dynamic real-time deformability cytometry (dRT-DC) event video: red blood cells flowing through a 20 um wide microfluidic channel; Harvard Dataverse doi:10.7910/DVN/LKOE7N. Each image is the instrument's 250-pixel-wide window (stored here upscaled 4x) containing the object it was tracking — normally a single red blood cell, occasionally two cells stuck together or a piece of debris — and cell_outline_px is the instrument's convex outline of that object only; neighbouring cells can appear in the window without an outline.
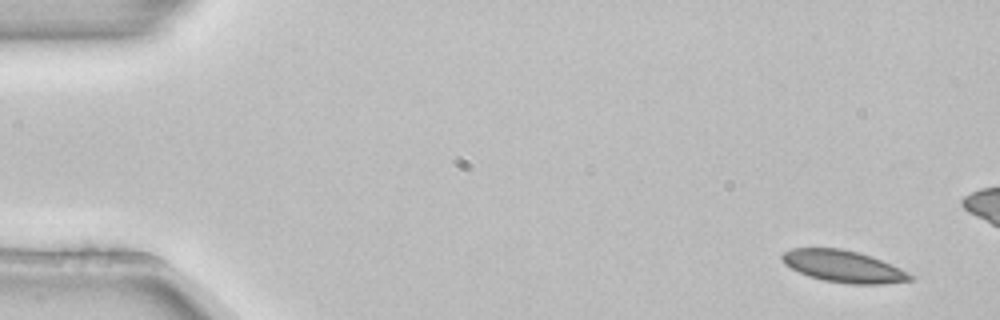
{"species": "common noctule bat (a hibernating species)", "species_latin": "Nyctalus noctula", "temperature_condition": "room temperature", "stored_images_in_passage": 4, "camera_frame_rate_fps": 3000, "um_per_image_px": 0.085, "animal": {"sex": "female", "body_mass_g": 22.7, "forearm_length_mm": 54.2}, "frame": {"image": 1, "passage_image": 1, "time_ms": 0.0, "image_size_px": [1000, 320], "cell_outline_px": [[916, 280], [880, 284], [852, 284], [824, 280], [808, 276], [784, 264], [780, 256], [784, 252], [792, 248], [840, 248], [872, 256], [892, 264], [916, 276]], "centroid_in_image_um": [71.74, 22.64], "position_along_channel_um": 13.3, "area_um2": 23.87}}